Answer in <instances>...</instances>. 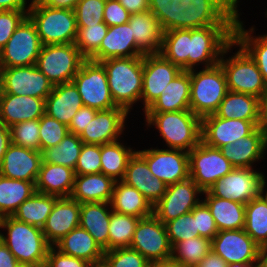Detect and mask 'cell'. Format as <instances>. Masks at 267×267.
<instances>
[{"label":"cell","mask_w":267,"mask_h":267,"mask_svg":"<svg viewBox=\"0 0 267 267\" xmlns=\"http://www.w3.org/2000/svg\"><path fill=\"white\" fill-rule=\"evenodd\" d=\"M239 2L191 0L189 71L200 64L209 68L219 63L223 51L234 40Z\"/></svg>","instance_id":"cell-1"},{"label":"cell","mask_w":267,"mask_h":267,"mask_svg":"<svg viewBox=\"0 0 267 267\" xmlns=\"http://www.w3.org/2000/svg\"><path fill=\"white\" fill-rule=\"evenodd\" d=\"M100 63L114 103L130 113L134 104L141 102L143 56L109 58Z\"/></svg>","instance_id":"cell-2"},{"label":"cell","mask_w":267,"mask_h":267,"mask_svg":"<svg viewBox=\"0 0 267 267\" xmlns=\"http://www.w3.org/2000/svg\"><path fill=\"white\" fill-rule=\"evenodd\" d=\"M0 240L8 247L19 263L45 265L51 245L41 228L17 220L13 216L0 218Z\"/></svg>","instance_id":"cell-3"},{"label":"cell","mask_w":267,"mask_h":267,"mask_svg":"<svg viewBox=\"0 0 267 267\" xmlns=\"http://www.w3.org/2000/svg\"><path fill=\"white\" fill-rule=\"evenodd\" d=\"M144 115L146 126H154L168 148L189 152L201 142L202 119L191 110Z\"/></svg>","instance_id":"cell-4"},{"label":"cell","mask_w":267,"mask_h":267,"mask_svg":"<svg viewBox=\"0 0 267 267\" xmlns=\"http://www.w3.org/2000/svg\"><path fill=\"white\" fill-rule=\"evenodd\" d=\"M234 46L239 49L234 55L229 56V59L226 58ZM219 64L225 73L229 91L252 95L260 99L267 95V85L256 62L235 40L225 48Z\"/></svg>","instance_id":"cell-5"},{"label":"cell","mask_w":267,"mask_h":267,"mask_svg":"<svg viewBox=\"0 0 267 267\" xmlns=\"http://www.w3.org/2000/svg\"><path fill=\"white\" fill-rule=\"evenodd\" d=\"M184 1L161 0L149 11L130 15L131 32L144 55L160 54L165 24Z\"/></svg>","instance_id":"cell-6"},{"label":"cell","mask_w":267,"mask_h":267,"mask_svg":"<svg viewBox=\"0 0 267 267\" xmlns=\"http://www.w3.org/2000/svg\"><path fill=\"white\" fill-rule=\"evenodd\" d=\"M28 17L35 24L42 45L75 43L78 33L75 11L44 6L31 0Z\"/></svg>","instance_id":"cell-7"},{"label":"cell","mask_w":267,"mask_h":267,"mask_svg":"<svg viewBox=\"0 0 267 267\" xmlns=\"http://www.w3.org/2000/svg\"><path fill=\"white\" fill-rule=\"evenodd\" d=\"M196 69L190 70V110L202 119L217 111L229 90L219 63L202 70Z\"/></svg>","instance_id":"cell-8"},{"label":"cell","mask_w":267,"mask_h":267,"mask_svg":"<svg viewBox=\"0 0 267 267\" xmlns=\"http://www.w3.org/2000/svg\"><path fill=\"white\" fill-rule=\"evenodd\" d=\"M191 0H185L167 20L160 54L181 70L189 71Z\"/></svg>","instance_id":"cell-9"},{"label":"cell","mask_w":267,"mask_h":267,"mask_svg":"<svg viewBox=\"0 0 267 267\" xmlns=\"http://www.w3.org/2000/svg\"><path fill=\"white\" fill-rule=\"evenodd\" d=\"M86 58L75 43L43 45L35 66L53 85L72 82Z\"/></svg>","instance_id":"cell-10"},{"label":"cell","mask_w":267,"mask_h":267,"mask_svg":"<svg viewBox=\"0 0 267 267\" xmlns=\"http://www.w3.org/2000/svg\"><path fill=\"white\" fill-rule=\"evenodd\" d=\"M72 82L77 87L84 106L98 111L118 107L112 99L107 73L100 62L86 59Z\"/></svg>","instance_id":"cell-11"},{"label":"cell","mask_w":267,"mask_h":267,"mask_svg":"<svg viewBox=\"0 0 267 267\" xmlns=\"http://www.w3.org/2000/svg\"><path fill=\"white\" fill-rule=\"evenodd\" d=\"M42 46L36 26L27 16L0 50V67L34 65Z\"/></svg>","instance_id":"cell-12"},{"label":"cell","mask_w":267,"mask_h":267,"mask_svg":"<svg viewBox=\"0 0 267 267\" xmlns=\"http://www.w3.org/2000/svg\"><path fill=\"white\" fill-rule=\"evenodd\" d=\"M265 174L254 168H234L208 188V192L219 198L247 204L260 196Z\"/></svg>","instance_id":"cell-13"},{"label":"cell","mask_w":267,"mask_h":267,"mask_svg":"<svg viewBox=\"0 0 267 267\" xmlns=\"http://www.w3.org/2000/svg\"><path fill=\"white\" fill-rule=\"evenodd\" d=\"M189 154V177L206 191L235 167L219 148L207 146L202 141Z\"/></svg>","instance_id":"cell-14"},{"label":"cell","mask_w":267,"mask_h":267,"mask_svg":"<svg viewBox=\"0 0 267 267\" xmlns=\"http://www.w3.org/2000/svg\"><path fill=\"white\" fill-rule=\"evenodd\" d=\"M53 84L34 65L0 67V92L46 99Z\"/></svg>","instance_id":"cell-15"},{"label":"cell","mask_w":267,"mask_h":267,"mask_svg":"<svg viewBox=\"0 0 267 267\" xmlns=\"http://www.w3.org/2000/svg\"><path fill=\"white\" fill-rule=\"evenodd\" d=\"M203 190L190 178L167 185L163 197L153 206V214L163 223L191 212L202 200Z\"/></svg>","instance_id":"cell-16"},{"label":"cell","mask_w":267,"mask_h":267,"mask_svg":"<svg viewBox=\"0 0 267 267\" xmlns=\"http://www.w3.org/2000/svg\"><path fill=\"white\" fill-rule=\"evenodd\" d=\"M149 262L168 259L172 256L165 224L154 214L139 220L130 247Z\"/></svg>","instance_id":"cell-17"},{"label":"cell","mask_w":267,"mask_h":267,"mask_svg":"<svg viewBox=\"0 0 267 267\" xmlns=\"http://www.w3.org/2000/svg\"><path fill=\"white\" fill-rule=\"evenodd\" d=\"M136 152L147 162L153 176L167 185L189 177V154L186 151L156 147Z\"/></svg>","instance_id":"cell-18"},{"label":"cell","mask_w":267,"mask_h":267,"mask_svg":"<svg viewBox=\"0 0 267 267\" xmlns=\"http://www.w3.org/2000/svg\"><path fill=\"white\" fill-rule=\"evenodd\" d=\"M211 250L227 264L259 263L260 247L244 229L219 231L211 240Z\"/></svg>","instance_id":"cell-19"},{"label":"cell","mask_w":267,"mask_h":267,"mask_svg":"<svg viewBox=\"0 0 267 267\" xmlns=\"http://www.w3.org/2000/svg\"><path fill=\"white\" fill-rule=\"evenodd\" d=\"M258 121L224 119L211 114L202 118L201 141L213 148L225 147L251 135Z\"/></svg>","instance_id":"cell-20"},{"label":"cell","mask_w":267,"mask_h":267,"mask_svg":"<svg viewBox=\"0 0 267 267\" xmlns=\"http://www.w3.org/2000/svg\"><path fill=\"white\" fill-rule=\"evenodd\" d=\"M182 70L161 54L143 56L141 102L145 111Z\"/></svg>","instance_id":"cell-21"},{"label":"cell","mask_w":267,"mask_h":267,"mask_svg":"<svg viewBox=\"0 0 267 267\" xmlns=\"http://www.w3.org/2000/svg\"><path fill=\"white\" fill-rule=\"evenodd\" d=\"M128 112L122 107L97 111L95 117L79 136L84 144H99L120 140Z\"/></svg>","instance_id":"cell-22"},{"label":"cell","mask_w":267,"mask_h":267,"mask_svg":"<svg viewBox=\"0 0 267 267\" xmlns=\"http://www.w3.org/2000/svg\"><path fill=\"white\" fill-rule=\"evenodd\" d=\"M42 161V152L11 143L0 164V174L7 178L36 182Z\"/></svg>","instance_id":"cell-23"},{"label":"cell","mask_w":267,"mask_h":267,"mask_svg":"<svg viewBox=\"0 0 267 267\" xmlns=\"http://www.w3.org/2000/svg\"><path fill=\"white\" fill-rule=\"evenodd\" d=\"M81 203L70 197L59 198L42 228L47 242L54 246L80 225Z\"/></svg>","instance_id":"cell-24"},{"label":"cell","mask_w":267,"mask_h":267,"mask_svg":"<svg viewBox=\"0 0 267 267\" xmlns=\"http://www.w3.org/2000/svg\"><path fill=\"white\" fill-rule=\"evenodd\" d=\"M45 114L42 98L0 92V122L11 127L17 123L40 119Z\"/></svg>","instance_id":"cell-25"},{"label":"cell","mask_w":267,"mask_h":267,"mask_svg":"<svg viewBox=\"0 0 267 267\" xmlns=\"http://www.w3.org/2000/svg\"><path fill=\"white\" fill-rule=\"evenodd\" d=\"M136 188L154 206L165 194L167 184L153 176L147 162L135 152L129 159L122 180Z\"/></svg>","instance_id":"cell-26"},{"label":"cell","mask_w":267,"mask_h":267,"mask_svg":"<svg viewBox=\"0 0 267 267\" xmlns=\"http://www.w3.org/2000/svg\"><path fill=\"white\" fill-rule=\"evenodd\" d=\"M144 54L137 48L129 23L110 26L107 35L101 41L100 48L89 58L101 62L109 58L137 57Z\"/></svg>","instance_id":"cell-27"},{"label":"cell","mask_w":267,"mask_h":267,"mask_svg":"<svg viewBox=\"0 0 267 267\" xmlns=\"http://www.w3.org/2000/svg\"><path fill=\"white\" fill-rule=\"evenodd\" d=\"M83 102L73 82L54 85L45 99V114L69 126Z\"/></svg>","instance_id":"cell-28"},{"label":"cell","mask_w":267,"mask_h":267,"mask_svg":"<svg viewBox=\"0 0 267 267\" xmlns=\"http://www.w3.org/2000/svg\"><path fill=\"white\" fill-rule=\"evenodd\" d=\"M190 71L182 70L144 113L190 110Z\"/></svg>","instance_id":"cell-29"},{"label":"cell","mask_w":267,"mask_h":267,"mask_svg":"<svg viewBox=\"0 0 267 267\" xmlns=\"http://www.w3.org/2000/svg\"><path fill=\"white\" fill-rule=\"evenodd\" d=\"M110 202L81 203L80 226L85 229L104 250H109V223L112 213Z\"/></svg>","instance_id":"cell-30"},{"label":"cell","mask_w":267,"mask_h":267,"mask_svg":"<svg viewBox=\"0 0 267 267\" xmlns=\"http://www.w3.org/2000/svg\"><path fill=\"white\" fill-rule=\"evenodd\" d=\"M74 169L42 161L35 183L37 192L59 198L70 197L74 186Z\"/></svg>","instance_id":"cell-31"},{"label":"cell","mask_w":267,"mask_h":267,"mask_svg":"<svg viewBox=\"0 0 267 267\" xmlns=\"http://www.w3.org/2000/svg\"><path fill=\"white\" fill-rule=\"evenodd\" d=\"M54 247L63 254L83 259L90 264L103 262L105 251L80 225L65 235Z\"/></svg>","instance_id":"cell-32"},{"label":"cell","mask_w":267,"mask_h":267,"mask_svg":"<svg viewBox=\"0 0 267 267\" xmlns=\"http://www.w3.org/2000/svg\"><path fill=\"white\" fill-rule=\"evenodd\" d=\"M220 150L235 168H253L254 162L265 159L267 153L257 129L251 135L240 138Z\"/></svg>","instance_id":"cell-33"},{"label":"cell","mask_w":267,"mask_h":267,"mask_svg":"<svg viewBox=\"0 0 267 267\" xmlns=\"http://www.w3.org/2000/svg\"><path fill=\"white\" fill-rule=\"evenodd\" d=\"M115 181L103 173L75 175L70 198L79 203L110 202Z\"/></svg>","instance_id":"cell-34"},{"label":"cell","mask_w":267,"mask_h":267,"mask_svg":"<svg viewBox=\"0 0 267 267\" xmlns=\"http://www.w3.org/2000/svg\"><path fill=\"white\" fill-rule=\"evenodd\" d=\"M110 204L112 210L119 214L141 219L153 215V206L149 201L136 188L122 180L115 181Z\"/></svg>","instance_id":"cell-35"},{"label":"cell","mask_w":267,"mask_h":267,"mask_svg":"<svg viewBox=\"0 0 267 267\" xmlns=\"http://www.w3.org/2000/svg\"><path fill=\"white\" fill-rule=\"evenodd\" d=\"M204 194L202 200L209 207L219 231L244 229L245 204L215 197L207 190L203 191Z\"/></svg>","instance_id":"cell-36"},{"label":"cell","mask_w":267,"mask_h":267,"mask_svg":"<svg viewBox=\"0 0 267 267\" xmlns=\"http://www.w3.org/2000/svg\"><path fill=\"white\" fill-rule=\"evenodd\" d=\"M260 98L238 92L228 91L217 111V117L258 121Z\"/></svg>","instance_id":"cell-37"},{"label":"cell","mask_w":267,"mask_h":267,"mask_svg":"<svg viewBox=\"0 0 267 267\" xmlns=\"http://www.w3.org/2000/svg\"><path fill=\"white\" fill-rule=\"evenodd\" d=\"M240 14L234 26V40L240 44L256 62L263 80L267 85V34L253 36L255 28L251 26L248 30L243 26Z\"/></svg>","instance_id":"cell-38"},{"label":"cell","mask_w":267,"mask_h":267,"mask_svg":"<svg viewBox=\"0 0 267 267\" xmlns=\"http://www.w3.org/2000/svg\"><path fill=\"white\" fill-rule=\"evenodd\" d=\"M35 183L0 174V218L13 216L19 206L36 191Z\"/></svg>","instance_id":"cell-39"},{"label":"cell","mask_w":267,"mask_h":267,"mask_svg":"<svg viewBox=\"0 0 267 267\" xmlns=\"http://www.w3.org/2000/svg\"><path fill=\"white\" fill-rule=\"evenodd\" d=\"M59 197L35 191L13 214L17 220L43 228Z\"/></svg>","instance_id":"cell-40"},{"label":"cell","mask_w":267,"mask_h":267,"mask_svg":"<svg viewBox=\"0 0 267 267\" xmlns=\"http://www.w3.org/2000/svg\"><path fill=\"white\" fill-rule=\"evenodd\" d=\"M119 141L101 145V173L114 181L123 180L129 159L136 152Z\"/></svg>","instance_id":"cell-41"},{"label":"cell","mask_w":267,"mask_h":267,"mask_svg":"<svg viewBox=\"0 0 267 267\" xmlns=\"http://www.w3.org/2000/svg\"><path fill=\"white\" fill-rule=\"evenodd\" d=\"M82 146L80 137L68 132L58 145L42 151V160L45 163L67 166L75 170Z\"/></svg>","instance_id":"cell-42"},{"label":"cell","mask_w":267,"mask_h":267,"mask_svg":"<svg viewBox=\"0 0 267 267\" xmlns=\"http://www.w3.org/2000/svg\"><path fill=\"white\" fill-rule=\"evenodd\" d=\"M244 231L259 247L267 244V204L260 196L245 205Z\"/></svg>","instance_id":"cell-43"},{"label":"cell","mask_w":267,"mask_h":267,"mask_svg":"<svg viewBox=\"0 0 267 267\" xmlns=\"http://www.w3.org/2000/svg\"><path fill=\"white\" fill-rule=\"evenodd\" d=\"M210 251L211 240L199 236L175 243L171 257L185 267H197Z\"/></svg>","instance_id":"cell-44"},{"label":"cell","mask_w":267,"mask_h":267,"mask_svg":"<svg viewBox=\"0 0 267 267\" xmlns=\"http://www.w3.org/2000/svg\"><path fill=\"white\" fill-rule=\"evenodd\" d=\"M141 218L112 211L109 223V250L130 247Z\"/></svg>","instance_id":"cell-45"},{"label":"cell","mask_w":267,"mask_h":267,"mask_svg":"<svg viewBox=\"0 0 267 267\" xmlns=\"http://www.w3.org/2000/svg\"><path fill=\"white\" fill-rule=\"evenodd\" d=\"M78 33L75 45L80 53L89 59L101 45V41L107 35L109 26L103 22L96 25H77Z\"/></svg>","instance_id":"cell-46"},{"label":"cell","mask_w":267,"mask_h":267,"mask_svg":"<svg viewBox=\"0 0 267 267\" xmlns=\"http://www.w3.org/2000/svg\"><path fill=\"white\" fill-rule=\"evenodd\" d=\"M9 130L12 144L40 151L39 119L17 123Z\"/></svg>","instance_id":"cell-47"},{"label":"cell","mask_w":267,"mask_h":267,"mask_svg":"<svg viewBox=\"0 0 267 267\" xmlns=\"http://www.w3.org/2000/svg\"><path fill=\"white\" fill-rule=\"evenodd\" d=\"M165 227L171 246L177 242L200 236L198 230H196V217L192 212L166 222Z\"/></svg>","instance_id":"cell-48"},{"label":"cell","mask_w":267,"mask_h":267,"mask_svg":"<svg viewBox=\"0 0 267 267\" xmlns=\"http://www.w3.org/2000/svg\"><path fill=\"white\" fill-rule=\"evenodd\" d=\"M68 132V126L44 114L39 119L40 152L58 145Z\"/></svg>","instance_id":"cell-49"},{"label":"cell","mask_w":267,"mask_h":267,"mask_svg":"<svg viewBox=\"0 0 267 267\" xmlns=\"http://www.w3.org/2000/svg\"><path fill=\"white\" fill-rule=\"evenodd\" d=\"M103 262L107 267H149L150 263L138 251L129 247L105 251Z\"/></svg>","instance_id":"cell-50"},{"label":"cell","mask_w":267,"mask_h":267,"mask_svg":"<svg viewBox=\"0 0 267 267\" xmlns=\"http://www.w3.org/2000/svg\"><path fill=\"white\" fill-rule=\"evenodd\" d=\"M101 145L84 144L78 157L75 175L101 173Z\"/></svg>","instance_id":"cell-51"},{"label":"cell","mask_w":267,"mask_h":267,"mask_svg":"<svg viewBox=\"0 0 267 267\" xmlns=\"http://www.w3.org/2000/svg\"><path fill=\"white\" fill-rule=\"evenodd\" d=\"M106 0H81L75 7L77 25H96L104 22Z\"/></svg>","instance_id":"cell-52"},{"label":"cell","mask_w":267,"mask_h":267,"mask_svg":"<svg viewBox=\"0 0 267 267\" xmlns=\"http://www.w3.org/2000/svg\"><path fill=\"white\" fill-rule=\"evenodd\" d=\"M28 16V10H2L0 11V50L20 23Z\"/></svg>","instance_id":"cell-53"},{"label":"cell","mask_w":267,"mask_h":267,"mask_svg":"<svg viewBox=\"0 0 267 267\" xmlns=\"http://www.w3.org/2000/svg\"><path fill=\"white\" fill-rule=\"evenodd\" d=\"M191 212L196 217V230L199 235L212 240L219 230L209 207L202 200Z\"/></svg>","instance_id":"cell-54"},{"label":"cell","mask_w":267,"mask_h":267,"mask_svg":"<svg viewBox=\"0 0 267 267\" xmlns=\"http://www.w3.org/2000/svg\"><path fill=\"white\" fill-rule=\"evenodd\" d=\"M87 261L66 255L57 250L54 246L49 248L45 267H89Z\"/></svg>","instance_id":"cell-55"},{"label":"cell","mask_w":267,"mask_h":267,"mask_svg":"<svg viewBox=\"0 0 267 267\" xmlns=\"http://www.w3.org/2000/svg\"><path fill=\"white\" fill-rule=\"evenodd\" d=\"M130 15L118 0H106L103 18L109 27L127 23Z\"/></svg>","instance_id":"cell-56"},{"label":"cell","mask_w":267,"mask_h":267,"mask_svg":"<svg viewBox=\"0 0 267 267\" xmlns=\"http://www.w3.org/2000/svg\"><path fill=\"white\" fill-rule=\"evenodd\" d=\"M98 110L82 106L72 118L68 131L77 136H80L85 130V127L95 117Z\"/></svg>","instance_id":"cell-57"},{"label":"cell","mask_w":267,"mask_h":267,"mask_svg":"<svg viewBox=\"0 0 267 267\" xmlns=\"http://www.w3.org/2000/svg\"><path fill=\"white\" fill-rule=\"evenodd\" d=\"M130 13H142L153 9L161 0H118Z\"/></svg>","instance_id":"cell-58"},{"label":"cell","mask_w":267,"mask_h":267,"mask_svg":"<svg viewBox=\"0 0 267 267\" xmlns=\"http://www.w3.org/2000/svg\"><path fill=\"white\" fill-rule=\"evenodd\" d=\"M257 130L261 135L264 146L267 148V95L259 102Z\"/></svg>","instance_id":"cell-59"},{"label":"cell","mask_w":267,"mask_h":267,"mask_svg":"<svg viewBox=\"0 0 267 267\" xmlns=\"http://www.w3.org/2000/svg\"><path fill=\"white\" fill-rule=\"evenodd\" d=\"M18 263L8 247L0 240V267H16Z\"/></svg>","instance_id":"cell-60"},{"label":"cell","mask_w":267,"mask_h":267,"mask_svg":"<svg viewBox=\"0 0 267 267\" xmlns=\"http://www.w3.org/2000/svg\"><path fill=\"white\" fill-rule=\"evenodd\" d=\"M197 267H227V262L211 250Z\"/></svg>","instance_id":"cell-61"},{"label":"cell","mask_w":267,"mask_h":267,"mask_svg":"<svg viewBox=\"0 0 267 267\" xmlns=\"http://www.w3.org/2000/svg\"><path fill=\"white\" fill-rule=\"evenodd\" d=\"M11 144L10 130L3 122H0V164L2 163L5 152Z\"/></svg>","instance_id":"cell-62"},{"label":"cell","mask_w":267,"mask_h":267,"mask_svg":"<svg viewBox=\"0 0 267 267\" xmlns=\"http://www.w3.org/2000/svg\"><path fill=\"white\" fill-rule=\"evenodd\" d=\"M44 6L54 9L74 10L81 0H39Z\"/></svg>","instance_id":"cell-63"},{"label":"cell","mask_w":267,"mask_h":267,"mask_svg":"<svg viewBox=\"0 0 267 267\" xmlns=\"http://www.w3.org/2000/svg\"><path fill=\"white\" fill-rule=\"evenodd\" d=\"M29 0H0V11L2 10H29L31 4ZM27 6V7H26Z\"/></svg>","instance_id":"cell-64"},{"label":"cell","mask_w":267,"mask_h":267,"mask_svg":"<svg viewBox=\"0 0 267 267\" xmlns=\"http://www.w3.org/2000/svg\"><path fill=\"white\" fill-rule=\"evenodd\" d=\"M149 267H185L172 257L164 260L154 261L149 263Z\"/></svg>","instance_id":"cell-65"},{"label":"cell","mask_w":267,"mask_h":267,"mask_svg":"<svg viewBox=\"0 0 267 267\" xmlns=\"http://www.w3.org/2000/svg\"><path fill=\"white\" fill-rule=\"evenodd\" d=\"M259 264L260 267H267V244L260 247Z\"/></svg>","instance_id":"cell-66"},{"label":"cell","mask_w":267,"mask_h":267,"mask_svg":"<svg viewBox=\"0 0 267 267\" xmlns=\"http://www.w3.org/2000/svg\"><path fill=\"white\" fill-rule=\"evenodd\" d=\"M227 267H260L259 263H230Z\"/></svg>","instance_id":"cell-67"},{"label":"cell","mask_w":267,"mask_h":267,"mask_svg":"<svg viewBox=\"0 0 267 267\" xmlns=\"http://www.w3.org/2000/svg\"><path fill=\"white\" fill-rule=\"evenodd\" d=\"M267 180L263 182L261 192H260V197L266 202L267 204Z\"/></svg>","instance_id":"cell-68"},{"label":"cell","mask_w":267,"mask_h":267,"mask_svg":"<svg viewBox=\"0 0 267 267\" xmlns=\"http://www.w3.org/2000/svg\"><path fill=\"white\" fill-rule=\"evenodd\" d=\"M16 267H45V265H34L28 263H18Z\"/></svg>","instance_id":"cell-69"},{"label":"cell","mask_w":267,"mask_h":267,"mask_svg":"<svg viewBox=\"0 0 267 267\" xmlns=\"http://www.w3.org/2000/svg\"><path fill=\"white\" fill-rule=\"evenodd\" d=\"M89 267H107V265L104 262H101L97 264H91Z\"/></svg>","instance_id":"cell-70"}]
</instances>
